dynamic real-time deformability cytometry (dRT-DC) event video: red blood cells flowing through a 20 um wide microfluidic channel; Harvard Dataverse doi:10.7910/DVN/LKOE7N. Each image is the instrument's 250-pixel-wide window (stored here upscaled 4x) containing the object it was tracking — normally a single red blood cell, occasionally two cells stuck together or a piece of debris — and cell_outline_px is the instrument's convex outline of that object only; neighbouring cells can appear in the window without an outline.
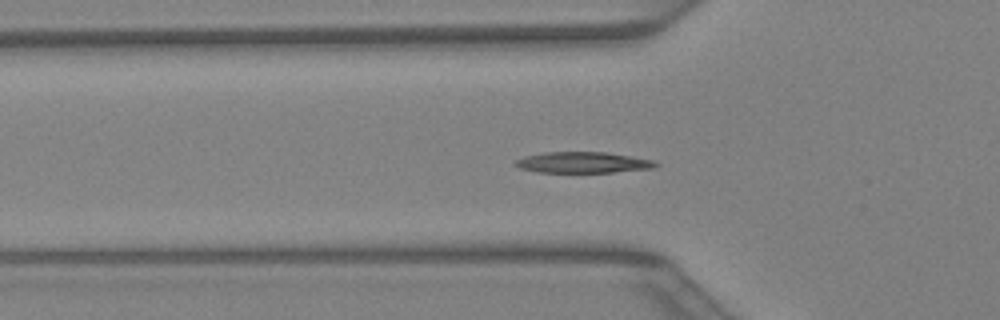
{"species": "Egyptian fruit bat (a non-hibernating species)", "species_latin": "Rousettus aegyptiacus", "temperature_condition": "warm", "stored_images_in_passage": 31, "camera_frame_rate_fps": 3000, "um_per_image_px": 0.085, "animal": {"sex": "female"}, "frame": {"image": 1, "passage_image": 3, "time_ms": 0.667, "image_size_px": [1000, 320], "cell_outline_px": [[660, 164], [656, 168], [612, 172], [536, 172], [520, 168], [512, 164], [516, 160], [524, 156], [544, 152], [604, 152], [656, 160]], "centroid_in_image_um": [49.57, 13.81], "position_along_channel_um": 76.2, "area_um2": 17.28}}
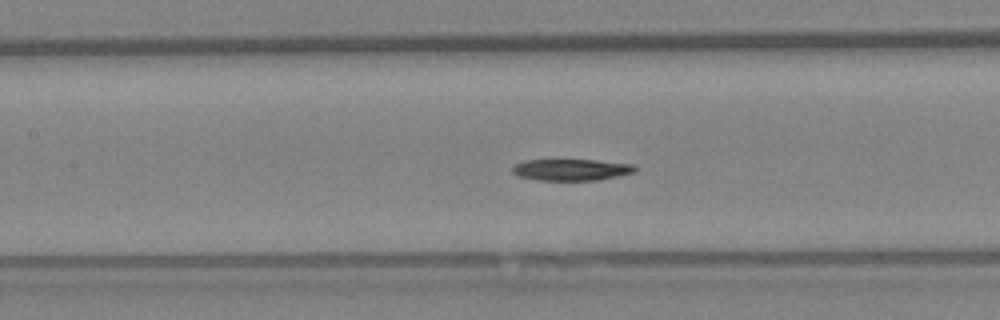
{"frame": {"image": 2, "passage_image": 8, "time_ms": 2.333, "image_size_px": [1000, 320], "cell_outline_px": [[636, 172], [600, 180], [536, 180], [520, 176], [512, 172], [512, 168], [516, 164], [524, 160], [596, 160], [636, 164]], "centroid_in_image_um": [48.61, 14.42], "position_along_channel_um": 158.8, "area_um2": 15.43}}
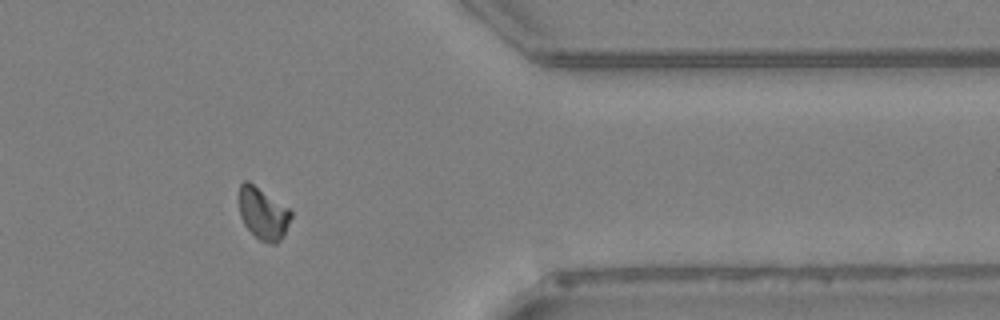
{"frame": {"image": 3, "passage_image": 23, "time_ms": 7.333, "image_size_px": [1000, 320], "cell_outline_px": [[292, 216], [284, 236], [276, 244], [268, 244], [260, 240], [244, 224], [240, 216], [240, 184], [244, 180], [248, 180], [288, 208], [292, 212]], "centroid_in_image_um": [22.38, 18.16], "position_along_channel_um": 389.0, "area_um2": 15.61}}